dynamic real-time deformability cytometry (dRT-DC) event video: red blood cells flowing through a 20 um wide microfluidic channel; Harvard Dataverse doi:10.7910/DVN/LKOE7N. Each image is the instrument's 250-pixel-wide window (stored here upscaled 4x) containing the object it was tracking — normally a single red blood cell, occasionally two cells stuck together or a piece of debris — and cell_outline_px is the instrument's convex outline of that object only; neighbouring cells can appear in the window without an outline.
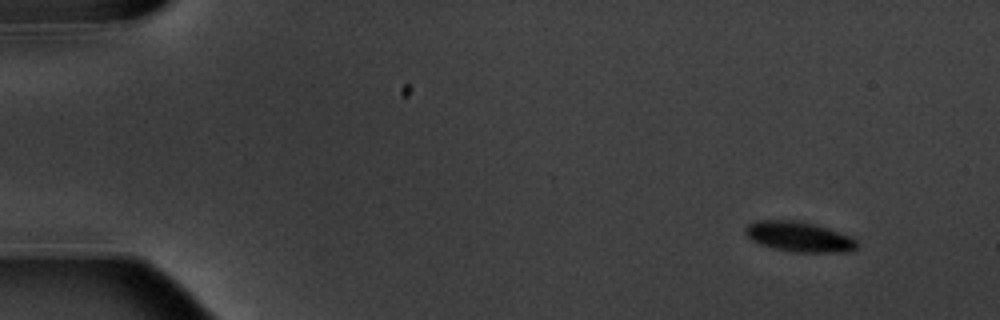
{"species": "common noctule bat (a hibernating species)", "species_latin": "Nyctalus noctula", "temperature_condition": "warm", "stored_images_in_passage": 7, "camera_frame_rate_fps": 3000, "um_per_image_px": 0.085, "animal": {"sex": "male", "body_mass_g": 20.1, "forearm_length_mm": 53.5}, "frame": {"image": 1, "passage_image": 1, "time_ms": 0.0, "image_size_px": [1000, 320], "cell_outline_px": [[860, 244], [856, 248], [848, 252], [796, 252], [772, 248], [760, 244], [752, 240], [744, 232], [744, 228], [748, 224], [756, 220], [800, 220], [828, 228], [852, 236]], "centroid_in_image_um": [67.94, 20.11], "position_along_channel_um": 17.1, "area_um2": 19.83}}
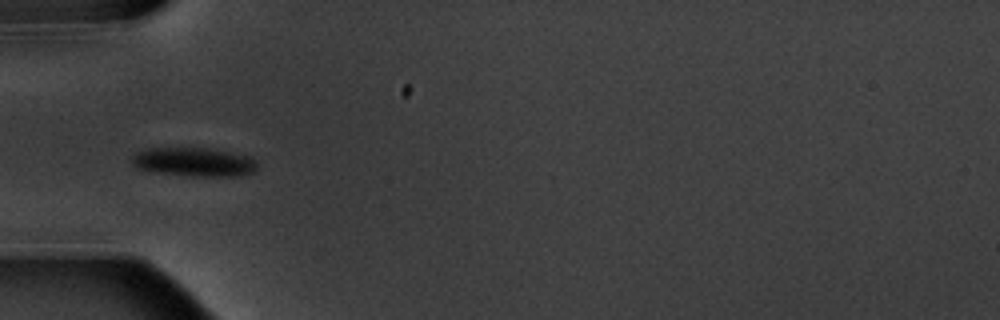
{"frame": {"image": 2, "passage_image": 5, "time_ms": 4.667, "image_size_px": [1000, 320], "cell_outline_px": [[256, 172], [244, 176], [192, 176], [160, 172], [136, 168], [132, 164], [132, 156], [136, 152], [148, 148], [208, 148], [248, 156], [256, 164]], "centroid_in_image_um": [16.49, 13.77], "position_along_channel_um": 68.5, "area_um2": 20.92}}